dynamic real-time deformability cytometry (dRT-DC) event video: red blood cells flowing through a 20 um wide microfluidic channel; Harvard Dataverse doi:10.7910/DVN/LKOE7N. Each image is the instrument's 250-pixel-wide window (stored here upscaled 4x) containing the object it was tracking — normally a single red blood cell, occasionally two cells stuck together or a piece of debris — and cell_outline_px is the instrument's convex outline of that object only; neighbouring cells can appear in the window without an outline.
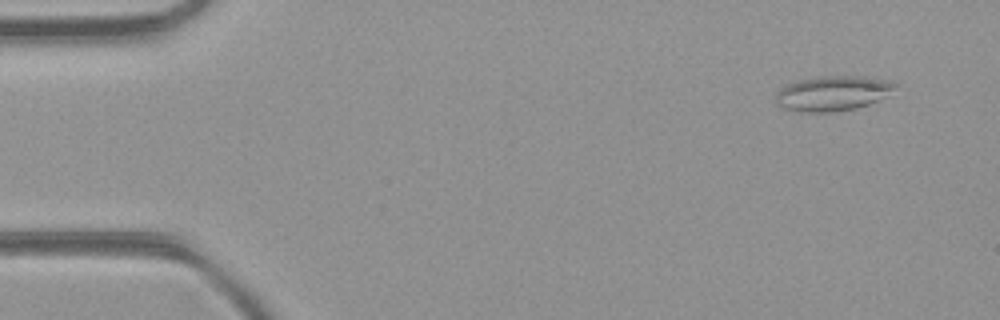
{"species": "common noctule bat (a hibernating species)", "species_latin": "Nyctalus noctula", "temperature_condition": "room temperature", "stored_images_in_passage": 47, "camera_frame_rate_fps": 3000, "um_per_image_px": 0.085, "animal": {"sex": "female", "body_mass_g": 21.9}, "frame": {"image": 1, "passage_image": 4, "time_ms": 1.0, "image_size_px": [1000, 320], "cell_outline_px": [[896, 84], [892, 88], [876, 100], [868, 104], [856, 108], [832, 112], [804, 112], [780, 108], [776, 104], [776, 92], [780, 88], [788, 84], [800, 80], [824, 76], [864, 76], [888, 80]], "centroid_in_image_um": [70.68, 7.94], "position_along_channel_um": 14.3, "area_um2": 23.87}}
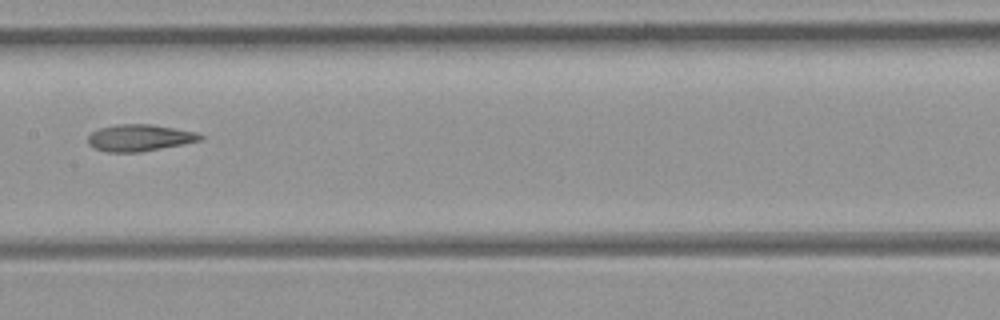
{"frame": {"image": 2, "passage_image": 24, "time_ms": 7.667, "image_size_px": [1000, 320], "cell_outline_px": [[204, 136], [200, 140], [184, 144], [140, 152], [108, 152], [92, 148], [88, 144], [88, 136], [92, 132], [100, 128], [116, 124], [152, 124], [196, 132]], "centroid_in_image_um": [11.84, 11.71], "position_along_channel_um": 195.6, "area_um2": 17.51}}
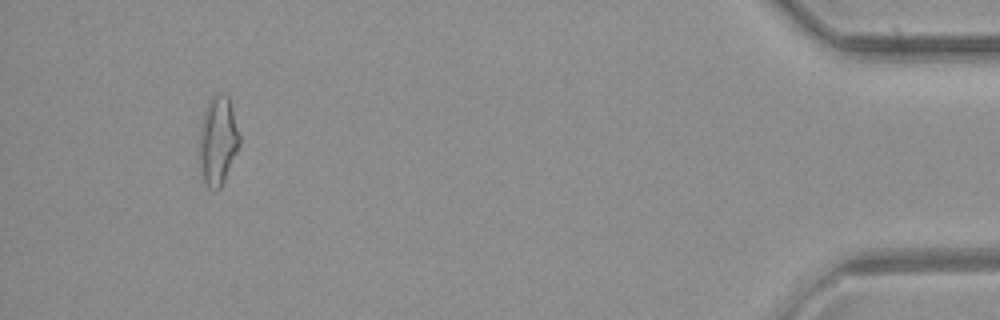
{"frame": {"image": 3, "passage_image": 44, "time_ms": 14.333, "image_size_px": [1000, 320], "cell_outline_px": [[240, 144], [224, 180], [220, 188], [208, 188], [200, 172], [200, 124], [204, 108], [208, 100], [216, 92], [228, 96], [240, 136]], "centroid_in_image_um": [18.5, 11.91], "position_along_channel_um": 416.7, "area_um2": 20.63}}